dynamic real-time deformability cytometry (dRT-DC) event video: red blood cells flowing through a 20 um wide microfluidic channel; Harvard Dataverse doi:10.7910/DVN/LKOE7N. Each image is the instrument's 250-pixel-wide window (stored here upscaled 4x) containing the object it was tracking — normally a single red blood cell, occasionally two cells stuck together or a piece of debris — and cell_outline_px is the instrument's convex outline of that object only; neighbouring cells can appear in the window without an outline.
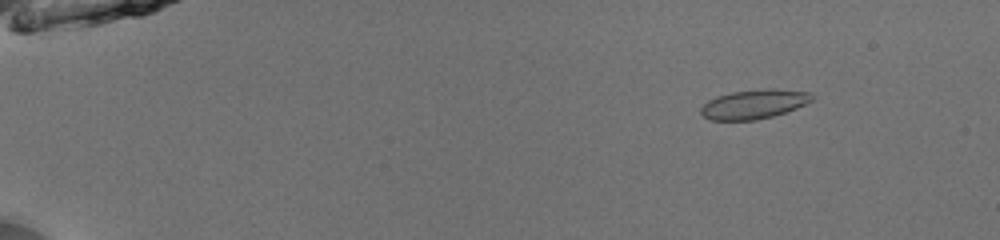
{"species": "common noctule bat (a hibernating species)", "species_latin": "Nyctalus noctula", "temperature_condition": "room temperature", "stored_images_in_passage": 53, "camera_frame_rate_fps": 3000, "um_per_image_px": 0.085, "animal": {"sex": "male", "body_mass_g": 13.0, "forearm_length_mm": 53.1}, "frame": {"image": 1, "passage_image": 8, "time_ms": 2.333, "image_size_px": [1000, 240], "cell_outline_px": [[812, 100], [796, 108], [772, 116], [756, 120], [708, 120], [700, 112], [700, 108], [708, 100], [716, 96], [732, 92], [768, 88], [772, 88], [808, 92], [812, 96]], "centroid_in_image_um": [64.04, 8.85], "position_along_channel_um": 21.0, "area_um2": 18.79}}
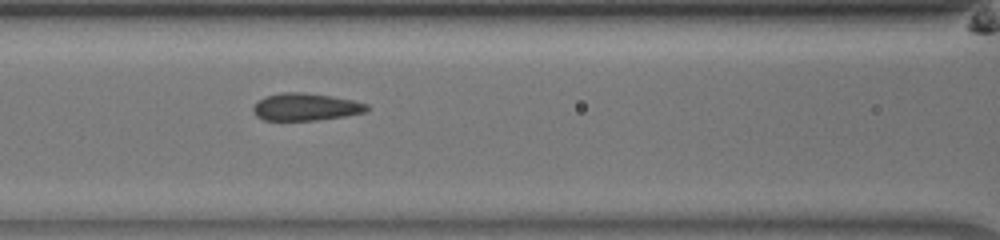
{"frame": {"image": 2, "passage_image": 26, "time_ms": 8.333, "image_size_px": [1000, 240], "cell_outline_px": [[368, 108], [364, 112], [344, 116], [316, 120], [264, 120], [256, 116], [252, 112], [252, 108], [264, 96], [280, 92], [300, 92], [332, 96], [352, 100], [368, 104]], "centroid_in_image_um": [25.94, 9.08], "position_along_channel_um": 140.7, "area_um2": 18.03}}
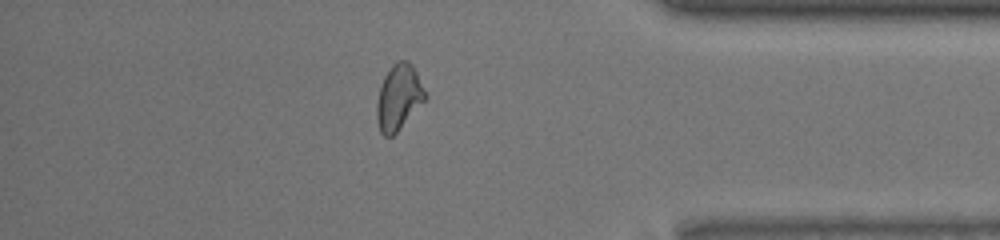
{"frame": {"image": 3, "passage_image": 47, "time_ms": 15.333, "image_size_px": [1000, 240], "cell_outline_px": [[428, 96], [396, 132], [392, 136], [384, 136], [380, 132], [376, 120], [376, 104], [380, 84], [384, 76], [392, 64], [396, 60], [408, 60], [412, 64]], "centroid_in_image_um": [33.86, 8.24], "position_along_channel_um": 401.3, "area_um2": 18.5}, "authors_computed_cell_mechanics": {"area_um2": 18.496, "velocity_mm_per_s": 3.9805, "shape_relaxation_time_tau1_ms": 4.2514, "shape_relaxation_time_tau2_ms": 0.8764, "deformation_change_tau1": 0.1283, "deformation_change_tau2": 0.0703}}